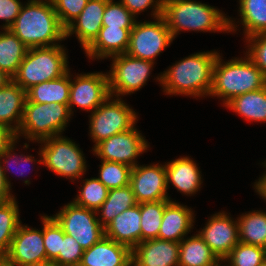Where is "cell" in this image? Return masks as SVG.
<instances>
[{
    "instance_id": "6da1fadb",
    "label": "cell",
    "mask_w": 266,
    "mask_h": 266,
    "mask_svg": "<svg viewBox=\"0 0 266 266\" xmlns=\"http://www.w3.org/2000/svg\"><path fill=\"white\" fill-rule=\"evenodd\" d=\"M219 51L195 52L168 67L155 78L165 95L209 96L213 85V68Z\"/></svg>"
},
{
    "instance_id": "7a4b0ae2",
    "label": "cell",
    "mask_w": 266,
    "mask_h": 266,
    "mask_svg": "<svg viewBox=\"0 0 266 266\" xmlns=\"http://www.w3.org/2000/svg\"><path fill=\"white\" fill-rule=\"evenodd\" d=\"M225 15L222 10L196 0H163L161 16L175 39L183 31L237 32L235 18Z\"/></svg>"
},
{
    "instance_id": "3957f363",
    "label": "cell",
    "mask_w": 266,
    "mask_h": 266,
    "mask_svg": "<svg viewBox=\"0 0 266 266\" xmlns=\"http://www.w3.org/2000/svg\"><path fill=\"white\" fill-rule=\"evenodd\" d=\"M9 30L28 48L55 46L66 40V29L51 0H27Z\"/></svg>"
},
{
    "instance_id": "277c9868",
    "label": "cell",
    "mask_w": 266,
    "mask_h": 266,
    "mask_svg": "<svg viewBox=\"0 0 266 266\" xmlns=\"http://www.w3.org/2000/svg\"><path fill=\"white\" fill-rule=\"evenodd\" d=\"M223 61L220 52L213 68V85L209 97H217L225 106L234 97L255 91L266 85V77L256 64L244 53Z\"/></svg>"
},
{
    "instance_id": "5b68a950",
    "label": "cell",
    "mask_w": 266,
    "mask_h": 266,
    "mask_svg": "<svg viewBox=\"0 0 266 266\" xmlns=\"http://www.w3.org/2000/svg\"><path fill=\"white\" fill-rule=\"evenodd\" d=\"M64 45L28 48L13 81L25 91L36 84L57 79L70 68Z\"/></svg>"
},
{
    "instance_id": "8992f818",
    "label": "cell",
    "mask_w": 266,
    "mask_h": 266,
    "mask_svg": "<svg viewBox=\"0 0 266 266\" xmlns=\"http://www.w3.org/2000/svg\"><path fill=\"white\" fill-rule=\"evenodd\" d=\"M72 114L67 104L60 103H33L27 99L24 105V113L21 125L16 133L29 142H39L44 139L63 135L69 124Z\"/></svg>"
},
{
    "instance_id": "52a82bcc",
    "label": "cell",
    "mask_w": 266,
    "mask_h": 266,
    "mask_svg": "<svg viewBox=\"0 0 266 266\" xmlns=\"http://www.w3.org/2000/svg\"><path fill=\"white\" fill-rule=\"evenodd\" d=\"M38 155L42 158V164L51 172L66 177L71 182L82 180L87 169L85 154L80 145L74 140L58 135L39 141Z\"/></svg>"
},
{
    "instance_id": "ba28073f",
    "label": "cell",
    "mask_w": 266,
    "mask_h": 266,
    "mask_svg": "<svg viewBox=\"0 0 266 266\" xmlns=\"http://www.w3.org/2000/svg\"><path fill=\"white\" fill-rule=\"evenodd\" d=\"M89 118L93 148L109 137L133 128L138 121L137 113L128 103L111 95L90 113Z\"/></svg>"
},
{
    "instance_id": "9c48e42d",
    "label": "cell",
    "mask_w": 266,
    "mask_h": 266,
    "mask_svg": "<svg viewBox=\"0 0 266 266\" xmlns=\"http://www.w3.org/2000/svg\"><path fill=\"white\" fill-rule=\"evenodd\" d=\"M52 217L63 232L73 237L83 250L89 249L105 236L97 211L79 206L73 201L61 207V210Z\"/></svg>"
},
{
    "instance_id": "30bf717a",
    "label": "cell",
    "mask_w": 266,
    "mask_h": 266,
    "mask_svg": "<svg viewBox=\"0 0 266 266\" xmlns=\"http://www.w3.org/2000/svg\"><path fill=\"white\" fill-rule=\"evenodd\" d=\"M109 70L110 95L121 98L139 91L149 80L154 62L131 57L124 53L110 57Z\"/></svg>"
},
{
    "instance_id": "8fae6325",
    "label": "cell",
    "mask_w": 266,
    "mask_h": 266,
    "mask_svg": "<svg viewBox=\"0 0 266 266\" xmlns=\"http://www.w3.org/2000/svg\"><path fill=\"white\" fill-rule=\"evenodd\" d=\"M174 39L162 16L154 21H136L130 34L126 54L155 62L157 56L173 43Z\"/></svg>"
},
{
    "instance_id": "7c38bea8",
    "label": "cell",
    "mask_w": 266,
    "mask_h": 266,
    "mask_svg": "<svg viewBox=\"0 0 266 266\" xmlns=\"http://www.w3.org/2000/svg\"><path fill=\"white\" fill-rule=\"evenodd\" d=\"M149 147L148 141L134 126L98 143L91 151L101 160L123 163L133 168L138 165V157Z\"/></svg>"
},
{
    "instance_id": "4fadbf2b",
    "label": "cell",
    "mask_w": 266,
    "mask_h": 266,
    "mask_svg": "<svg viewBox=\"0 0 266 266\" xmlns=\"http://www.w3.org/2000/svg\"><path fill=\"white\" fill-rule=\"evenodd\" d=\"M73 76V77H72ZM73 78V79H72ZM110 96L108 73H81L75 76L70 72L69 109L73 116L74 106L83 111L93 112Z\"/></svg>"
},
{
    "instance_id": "5bb4252c",
    "label": "cell",
    "mask_w": 266,
    "mask_h": 266,
    "mask_svg": "<svg viewBox=\"0 0 266 266\" xmlns=\"http://www.w3.org/2000/svg\"><path fill=\"white\" fill-rule=\"evenodd\" d=\"M41 230L19 224L11 241L9 251L2 262L6 266H31L47 261L43 241V215Z\"/></svg>"
},
{
    "instance_id": "9a60e30c",
    "label": "cell",
    "mask_w": 266,
    "mask_h": 266,
    "mask_svg": "<svg viewBox=\"0 0 266 266\" xmlns=\"http://www.w3.org/2000/svg\"><path fill=\"white\" fill-rule=\"evenodd\" d=\"M229 215L230 213L223 210L215 213L208 217L205 226L197 231L220 261L239 243L237 218L234 220Z\"/></svg>"
},
{
    "instance_id": "2e32d148",
    "label": "cell",
    "mask_w": 266,
    "mask_h": 266,
    "mask_svg": "<svg viewBox=\"0 0 266 266\" xmlns=\"http://www.w3.org/2000/svg\"><path fill=\"white\" fill-rule=\"evenodd\" d=\"M129 185L138 204L170 200L165 164L136 165L131 169Z\"/></svg>"
},
{
    "instance_id": "e0dca14e",
    "label": "cell",
    "mask_w": 266,
    "mask_h": 266,
    "mask_svg": "<svg viewBox=\"0 0 266 266\" xmlns=\"http://www.w3.org/2000/svg\"><path fill=\"white\" fill-rule=\"evenodd\" d=\"M179 242L150 239L132 249V266H179Z\"/></svg>"
},
{
    "instance_id": "ac0fdd59",
    "label": "cell",
    "mask_w": 266,
    "mask_h": 266,
    "mask_svg": "<svg viewBox=\"0 0 266 266\" xmlns=\"http://www.w3.org/2000/svg\"><path fill=\"white\" fill-rule=\"evenodd\" d=\"M78 266H132V250L104 236L84 250Z\"/></svg>"
},
{
    "instance_id": "d6986e66",
    "label": "cell",
    "mask_w": 266,
    "mask_h": 266,
    "mask_svg": "<svg viewBox=\"0 0 266 266\" xmlns=\"http://www.w3.org/2000/svg\"><path fill=\"white\" fill-rule=\"evenodd\" d=\"M107 0H88L80 15L66 28V40L73 34L85 50L102 28Z\"/></svg>"
},
{
    "instance_id": "ffe728a7",
    "label": "cell",
    "mask_w": 266,
    "mask_h": 266,
    "mask_svg": "<svg viewBox=\"0 0 266 266\" xmlns=\"http://www.w3.org/2000/svg\"><path fill=\"white\" fill-rule=\"evenodd\" d=\"M198 164L189 156H180L165 162L167 188L172 184L184 196H192L200 191L203 183Z\"/></svg>"
},
{
    "instance_id": "44dd1931",
    "label": "cell",
    "mask_w": 266,
    "mask_h": 266,
    "mask_svg": "<svg viewBox=\"0 0 266 266\" xmlns=\"http://www.w3.org/2000/svg\"><path fill=\"white\" fill-rule=\"evenodd\" d=\"M194 220L195 216L191 207L188 208L176 200L169 201L165 205L159 239L181 242L194 229Z\"/></svg>"
},
{
    "instance_id": "7402d4cb",
    "label": "cell",
    "mask_w": 266,
    "mask_h": 266,
    "mask_svg": "<svg viewBox=\"0 0 266 266\" xmlns=\"http://www.w3.org/2000/svg\"><path fill=\"white\" fill-rule=\"evenodd\" d=\"M133 28H114L102 26L98 36L84 50L91 60H104L127 52Z\"/></svg>"
},
{
    "instance_id": "603a6c76",
    "label": "cell",
    "mask_w": 266,
    "mask_h": 266,
    "mask_svg": "<svg viewBox=\"0 0 266 266\" xmlns=\"http://www.w3.org/2000/svg\"><path fill=\"white\" fill-rule=\"evenodd\" d=\"M105 236L131 250L141 243V203L124 210L104 227Z\"/></svg>"
},
{
    "instance_id": "cb8c5ba5",
    "label": "cell",
    "mask_w": 266,
    "mask_h": 266,
    "mask_svg": "<svg viewBox=\"0 0 266 266\" xmlns=\"http://www.w3.org/2000/svg\"><path fill=\"white\" fill-rule=\"evenodd\" d=\"M26 91L13 80L0 89V123L17 133L24 113Z\"/></svg>"
},
{
    "instance_id": "d4e9b609",
    "label": "cell",
    "mask_w": 266,
    "mask_h": 266,
    "mask_svg": "<svg viewBox=\"0 0 266 266\" xmlns=\"http://www.w3.org/2000/svg\"><path fill=\"white\" fill-rule=\"evenodd\" d=\"M70 69L61 77L36 84L26 91V98L33 103H69Z\"/></svg>"
},
{
    "instance_id": "484cf974",
    "label": "cell",
    "mask_w": 266,
    "mask_h": 266,
    "mask_svg": "<svg viewBox=\"0 0 266 266\" xmlns=\"http://www.w3.org/2000/svg\"><path fill=\"white\" fill-rule=\"evenodd\" d=\"M224 107L239 114L246 121L266 123V85L234 97Z\"/></svg>"
},
{
    "instance_id": "4316f807",
    "label": "cell",
    "mask_w": 266,
    "mask_h": 266,
    "mask_svg": "<svg viewBox=\"0 0 266 266\" xmlns=\"http://www.w3.org/2000/svg\"><path fill=\"white\" fill-rule=\"evenodd\" d=\"M179 266H215L220 260L197 233L179 242Z\"/></svg>"
},
{
    "instance_id": "83f0119b",
    "label": "cell",
    "mask_w": 266,
    "mask_h": 266,
    "mask_svg": "<svg viewBox=\"0 0 266 266\" xmlns=\"http://www.w3.org/2000/svg\"><path fill=\"white\" fill-rule=\"evenodd\" d=\"M0 31V68L12 78L18 72L28 47L9 29Z\"/></svg>"
},
{
    "instance_id": "f1b7e54d",
    "label": "cell",
    "mask_w": 266,
    "mask_h": 266,
    "mask_svg": "<svg viewBox=\"0 0 266 266\" xmlns=\"http://www.w3.org/2000/svg\"><path fill=\"white\" fill-rule=\"evenodd\" d=\"M239 242L266 248V211L252 210L238 218Z\"/></svg>"
},
{
    "instance_id": "f546056e",
    "label": "cell",
    "mask_w": 266,
    "mask_h": 266,
    "mask_svg": "<svg viewBox=\"0 0 266 266\" xmlns=\"http://www.w3.org/2000/svg\"><path fill=\"white\" fill-rule=\"evenodd\" d=\"M238 3L244 39L266 33V0H238Z\"/></svg>"
},
{
    "instance_id": "4dcf8cb0",
    "label": "cell",
    "mask_w": 266,
    "mask_h": 266,
    "mask_svg": "<svg viewBox=\"0 0 266 266\" xmlns=\"http://www.w3.org/2000/svg\"><path fill=\"white\" fill-rule=\"evenodd\" d=\"M138 204L131 186L109 189L108 197L97 210L99 223L105 227L124 210Z\"/></svg>"
},
{
    "instance_id": "1f68e13d",
    "label": "cell",
    "mask_w": 266,
    "mask_h": 266,
    "mask_svg": "<svg viewBox=\"0 0 266 266\" xmlns=\"http://www.w3.org/2000/svg\"><path fill=\"white\" fill-rule=\"evenodd\" d=\"M16 197L0 203V261L7 255L11 241L21 223Z\"/></svg>"
},
{
    "instance_id": "d6a6232c",
    "label": "cell",
    "mask_w": 266,
    "mask_h": 266,
    "mask_svg": "<svg viewBox=\"0 0 266 266\" xmlns=\"http://www.w3.org/2000/svg\"><path fill=\"white\" fill-rule=\"evenodd\" d=\"M169 201L141 203V242L159 238L165 205Z\"/></svg>"
},
{
    "instance_id": "836d02e7",
    "label": "cell",
    "mask_w": 266,
    "mask_h": 266,
    "mask_svg": "<svg viewBox=\"0 0 266 266\" xmlns=\"http://www.w3.org/2000/svg\"><path fill=\"white\" fill-rule=\"evenodd\" d=\"M80 184V190L73 202L84 208L97 211L108 197L109 189L97 177L84 179Z\"/></svg>"
},
{
    "instance_id": "e575fe53",
    "label": "cell",
    "mask_w": 266,
    "mask_h": 266,
    "mask_svg": "<svg viewBox=\"0 0 266 266\" xmlns=\"http://www.w3.org/2000/svg\"><path fill=\"white\" fill-rule=\"evenodd\" d=\"M266 260V248L239 242L223 260L228 266H261Z\"/></svg>"
},
{
    "instance_id": "d590c367",
    "label": "cell",
    "mask_w": 266,
    "mask_h": 266,
    "mask_svg": "<svg viewBox=\"0 0 266 266\" xmlns=\"http://www.w3.org/2000/svg\"><path fill=\"white\" fill-rule=\"evenodd\" d=\"M17 142H20V141H18V139H16L5 150H3L0 153V162L2 165L3 172H4V177H5L6 183L10 189L12 188V185H11L10 179L8 177L9 175H7V174H9V173H7L8 171L10 173L12 171L14 173L17 172V174L19 173L21 177H24L25 176L24 173L26 174V172H27V169H25L24 165L29 164V163L32 165H33V163L34 164L37 163L40 165L42 164V158H39L37 160L36 158H34L33 155H30V154L29 155H27V154L26 155L25 154L17 155V153H15V151H14V149L17 148L16 147V144H18ZM12 165H15L16 169L14 168V170H13L12 169L13 167H11ZM28 167H30V165H28ZM19 168H21V169L18 170ZM15 170H17V171L15 172Z\"/></svg>"
},
{
    "instance_id": "8d00e7d4",
    "label": "cell",
    "mask_w": 266,
    "mask_h": 266,
    "mask_svg": "<svg viewBox=\"0 0 266 266\" xmlns=\"http://www.w3.org/2000/svg\"><path fill=\"white\" fill-rule=\"evenodd\" d=\"M98 180L108 189L121 188L129 185L132 167L129 165L101 160Z\"/></svg>"
},
{
    "instance_id": "74e56055",
    "label": "cell",
    "mask_w": 266,
    "mask_h": 266,
    "mask_svg": "<svg viewBox=\"0 0 266 266\" xmlns=\"http://www.w3.org/2000/svg\"><path fill=\"white\" fill-rule=\"evenodd\" d=\"M64 232L57 221L48 215H43V241L46 250L47 261H54L61 251V240Z\"/></svg>"
},
{
    "instance_id": "f35d334b",
    "label": "cell",
    "mask_w": 266,
    "mask_h": 266,
    "mask_svg": "<svg viewBox=\"0 0 266 266\" xmlns=\"http://www.w3.org/2000/svg\"><path fill=\"white\" fill-rule=\"evenodd\" d=\"M102 26L114 28H133L136 17L120 2L107 0L103 13Z\"/></svg>"
},
{
    "instance_id": "ab89813d",
    "label": "cell",
    "mask_w": 266,
    "mask_h": 266,
    "mask_svg": "<svg viewBox=\"0 0 266 266\" xmlns=\"http://www.w3.org/2000/svg\"><path fill=\"white\" fill-rule=\"evenodd\" d=\"M61 25L66 29L82 12L88 0H51Z\"/></svg>"
},
{
    "instance_id": "60d3db41",
    "label": "cell",
    "mask_w": 266,
    "mask_h": 266,
    "mask_svg": "<svg viewBox=\"0 0 266 266\" xmlns=\"http://www.w3.org/2000/svg\"><path fill=\"white\" fill-rule=\"evenodd\" d=\"M84 250L76 240L64 233L61 240V251L54 262L58 266H78L80 264Z\"/></svg>"
},
{
    "instance_id": "b9f144b4",
    "label": "cell",
    "mask_w": 266,
    "mask_h": 266,
    "mask_svg": "<svg viewBox=\"0 0 266 266\" xmlns=\"http://www.w3.org/2000/svg\"><path fill=\"white\" fill-rule=\"evenodd\" d=\"M246 54L266 77V33L255 34L245 39Z\"/></svg>"
},
{
    "instance_id": "7bdbcfd3",
    "label": "cell",
    "mask_w": 266,
    "mask_h": 266,
    "mask_svg": "<svg viewBox=\"0 0 266 266\" xmlns=\"http://www.w3.org/2000/svg\"><path fill=\"white\" fill-rule=\"evenodd\" d=\"M136 18L140 13L152 9L150 16L162 15L163 0H119ZM138 15V16H137Z\"/></svg>"
},
{
    "instance_id": "ee69618b",
    "label": "cell",
    "mask_w": 266,
    "mask_h": 266,
    "mask_svg": "<svg viewBox=\"0 0 266 266\" xmlns=\"http://www.w3.org/2000/svg\"><path fill=\"white\" fill-rule=\"evenodd\" d=\"M22 6L20 0H0V20L5 21L0 29H9L20 14Z\"/></svg>"
},
{
    "instance_id": "f6af8a7d",
    "label": "cell",
    "mask_w": 266,
    "mask_h": 266,
    "mask_svg": "<svg viewBox=\"0 0 266 266\" xmlns=\"http://www.w3.org/2000/svg\"><path fill=\"white\" fill-rule=\"evenodd\" d=\"M16 139V133L6 125L0 123V153Z\"/></svg>"
},
{
    "instance_id": "bcb514c9",
    "label": "cell",
    "mask_w": 266,
    "mask_h": 266,
    "mask_svg": "<svg viewBox=\"0 0 266 266\" xmlns=\"http://www.w3.org/2000/svg\"><path fill=\"white\" fill-rule=\"evenodd\" d=\"M15 196L12 194L11 189L6 183L4 172L2 169V165L0 162V203L9 201L13 199Z\"/></svg>"
},
{
    "instance_id": "7dc6e473",
    "label": "cell",
    "mask_w": 266,
    "mask_h": 266,
    "mask_svg": "<svg viewBox=\"0 0 266 266\" xmlns=\"http://www.w3.org/2000/svg\"><path fill=\"white\" fill-rule=\"evenodd\" d=\"M261 164H263L266 169V160ZM253 188L255 189V192L266 201V171L254 182Z\"/></svg>"
},
{
    "instance_id": "c3c4849f",
    "label": "cell",
    "mask_w": 266,
    "mask_h": 266,
    "mask_svg": "<svg viewBox=\"0 0 266 266\" xmlns=\"http://www.w3.org/2000/svg\"><path fill=\"white\" fill-rule=\"evenodd\" d=\"M13 78L0 68V89L11 82Z\"/></svg>"
},
{
    "instance_id": "681fc988",
    "label": "cell",
    "mask_w": 266,
    "mask_h": 266,
    "mask_svg": "<svg viewBox=\"0 0 266 266\" xmlns=\"http://www.w3.org/2000/svg\"><path fill=\"white\" fill-rule=\"evenodd\" d=\"M31 266H58V265L54 261H46L43 263L31 265Z\"/></svg>"
},
{
    "instance_id": "f907efd6",
    "label": "cell",
    "mask_w": 266,
    "mask_h": 266,
    "mask_svg": "<svg viewBox=\"0 0 266 266\" xmlns=\"http://www.w3.org/2000/svg\"><path fill=\"white\" fill-rule=\"evenodd\" d=\"M222 262H223V264L225 263V265H223ZM215 266H228V265H226V262H224V261H219Z\"/></svg>"
},
{
    "instance_id": "816d5d0a",
    "label": "cell",
    "mask_w": 266,
    "mask_h": 266,
    "mask_svg": "<svg viewBox=\"0 0 266 266\" xmlns=\"http://www.w3.org/2000/svg\"><path fill=\"white\" fill-rule=\"evenodd\" d=\"M0 266H6L2 261H0Z\"/></svg>"
},
{
    "instance_id": "f5cc1de1",
    "label": "cell",
    "mask_w": 266,
    "mask_h": 266,
    "mask_svg": "<svg viewBox=\"0 0 266 266\" xmlns=\"http://www.w3.org/2000/svg\"><path fill=\"white\" fill-rule=\"evenodd\" d=\"M261 266H266V260L263 262V264Z\"/></svg>"
}]
</instances>
